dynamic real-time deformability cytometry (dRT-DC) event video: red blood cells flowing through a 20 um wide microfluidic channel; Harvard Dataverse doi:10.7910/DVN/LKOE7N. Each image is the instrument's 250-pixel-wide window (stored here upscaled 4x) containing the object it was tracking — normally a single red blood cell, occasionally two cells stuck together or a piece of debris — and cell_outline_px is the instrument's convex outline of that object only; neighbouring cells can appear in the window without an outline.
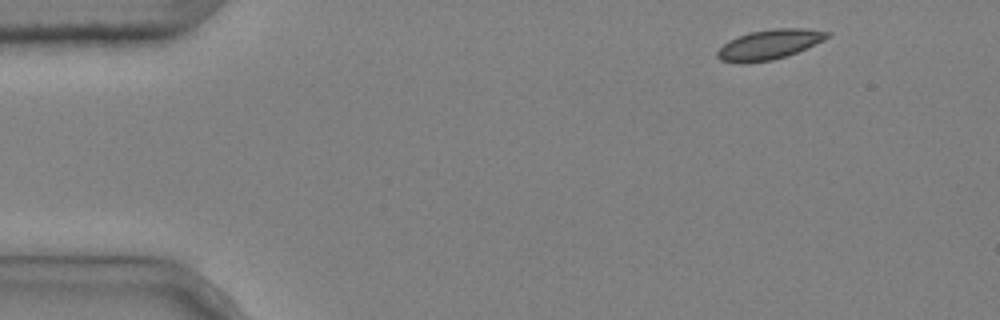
{"species": "common noctule bat (a hibernating species)", "species_latin": "Nyctalus noctula", "temperature_condition": "cold", "stored_images_in_passage": 4, "camera_frame_rate_fps": 3000, "um_per_image_px": 0.085, "animal": {"sex": "male", "body_mass_g": 20.4}, "frame": {"image": 1, "passage_image": 1, "time_ms": 0.0, "image_size_px": [1000, 320], "cell_outline_px": [[832, 36], [824, 40], [796, 52], [772, 60], [720, 60], [716, 56], [716, 52], [728, 40], [748, 32], [772, 28], [804, 28], [832, 32]], "centroid_in_image_um": [65.47, 3.71], "position_along_channel_um": 19.5, "area_um2": 18.5}}
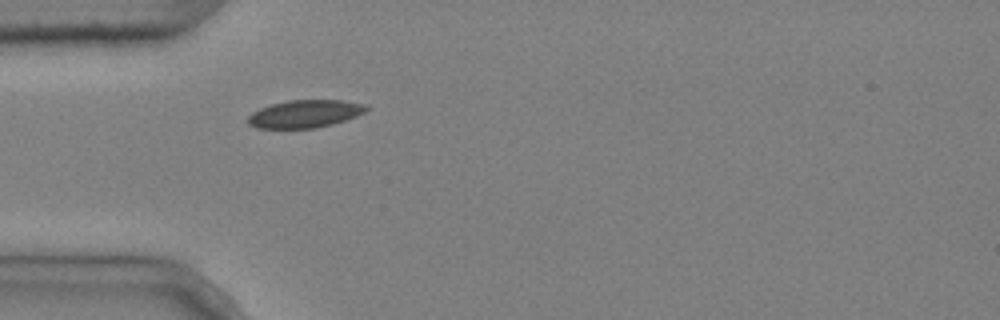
{"frame": {"image": 2, "passage_image": 4, "time_ms": 1.0, "image_size_px": [1000, 320], "cell_outline_px": [[368, 108], [364, 112], [356, 116], [332, 124], [316, 128], [256, 128], [248, 124], [248, 116], [252, 112], [260, 108], [272, 104], [288, 100], [340, 100], [368, 104]], "centroid_in_image_um": [25.91, 9.67], "position_along_channel_um": 59.1, "area_um2": 19.07}}